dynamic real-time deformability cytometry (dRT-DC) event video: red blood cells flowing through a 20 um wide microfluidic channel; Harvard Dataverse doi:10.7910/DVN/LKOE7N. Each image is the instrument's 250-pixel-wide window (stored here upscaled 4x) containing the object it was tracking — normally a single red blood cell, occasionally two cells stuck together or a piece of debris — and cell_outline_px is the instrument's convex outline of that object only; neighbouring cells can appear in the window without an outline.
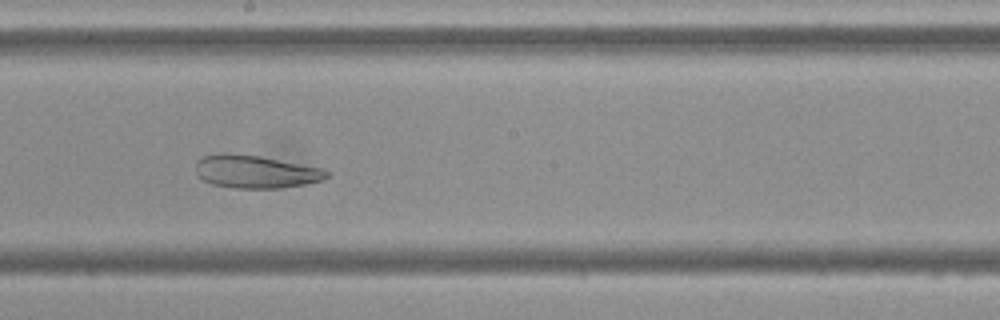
{"species": "Egyptian fruit bat (a non-hibernating species)", "species_latin": "Rousettus aegyptiacus", "temperature_condition": "cold", "stored_images_in_passage": 56, "camera_frame_rate_fps": 3000, "um_per_image_px": 0.085, "frame": {"image": 1, "passage_image": 30, "time_ms": 9.667, "image_size_px": [1000, 320], "cell_outline_px": [[332, 176], [324, 180], [304, 184], [280, 188], [236, 188], [212, 184], [196, 176], [196, 160], [200, 156], [216, 152], [228, 152], [260, 156], [324, 168], [332, 172]], "centroid_in_image_um": [21.73, 14.57], "position_along_channel_um": 226.5, "area_um2": 25.78}}
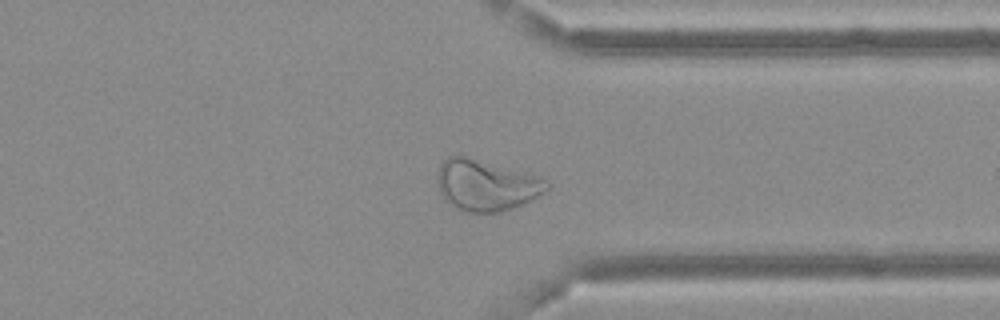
{"frame": {"image": 2, "passage_image": 42, "time_ms": 13.667, "image_size_px": [1000, 320], "cell_outline_px": [[552, 184], [544, 192], [532, 200], [500, 212], [468, 212], [456, 208], [440, 192], [440, 164], [448, 156], [464, 156], [536, 176], [548, 180]], "centroid_in_image_um": [41.38, 15.76], "position_along_channel_um": 370.0, "area_um2": 31.5}}
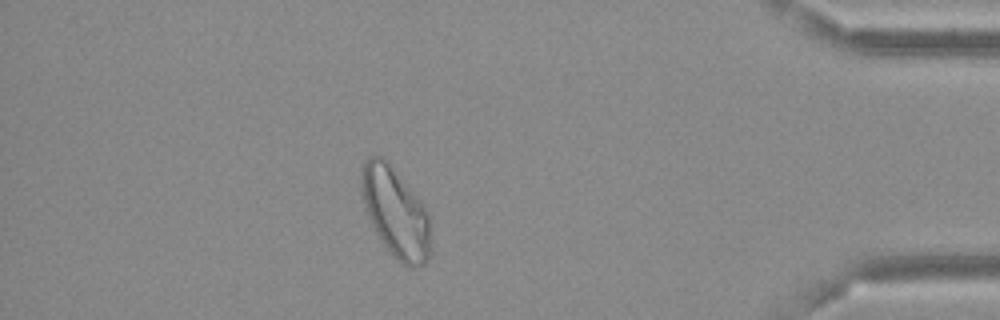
{"frame": {"image": 3, "passage_image": 48, "time_ms": 15.667, "image_size_px": [1000, 320], "cell_outline_px": [[428, 260], [424, 264], [416, 268], [408, 268], [384, 244], [376, 232], [364, 208], [360, 184], [360, 172], [364, 160], [368, 156], [380, 156], [388, 160], [420, 200], [428, 212]], "centroid_in_image_um": [33.57, 17.98], "position_along_channel_um": 401.6, "area_um2": 35.78}}